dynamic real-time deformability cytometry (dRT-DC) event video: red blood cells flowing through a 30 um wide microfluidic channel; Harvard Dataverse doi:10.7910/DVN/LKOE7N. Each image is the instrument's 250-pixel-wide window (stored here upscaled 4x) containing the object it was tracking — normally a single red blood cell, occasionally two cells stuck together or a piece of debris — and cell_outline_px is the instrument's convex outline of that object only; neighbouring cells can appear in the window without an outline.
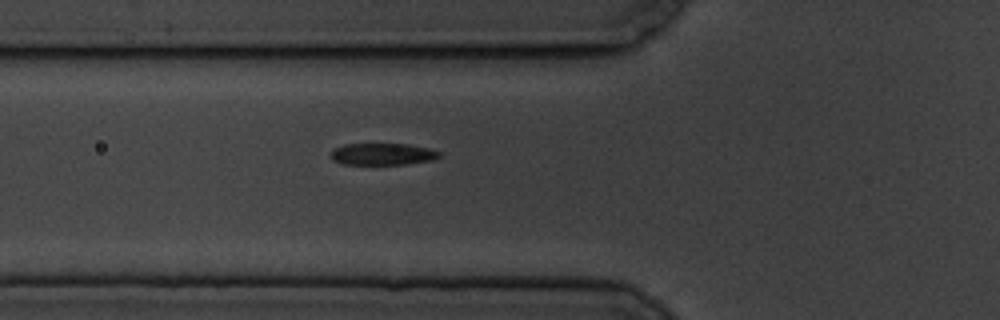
{"species": "common noctule bat (a hibernating species)", "species_latin": "Nyctalus noctula", "temperature_condition": "cold", "stored_images_in_passage": 6, "camera_frame_rate_fps": 3000, "um_per_image_px": 0.085, "animal": {"sex": "male", "body_mass_g": 19.5, "forearm_length_mm": 54.6}, "frame": {"image": 1, "passage_image": 6, "time_ms": 6.667, "image_size_px": [1000, 320], "cell_outline_px": [[440, 156], [432, 160], [404, 164], [340, 164], [332, 160], [332, 152], [336, 148], [344, 144], [408, 144], [428, 148], [440, 152]], "centroid_in_image_um": [32.51, 13.1], "position_along_channel_um": 93.3, "area_um2": 13.64}}